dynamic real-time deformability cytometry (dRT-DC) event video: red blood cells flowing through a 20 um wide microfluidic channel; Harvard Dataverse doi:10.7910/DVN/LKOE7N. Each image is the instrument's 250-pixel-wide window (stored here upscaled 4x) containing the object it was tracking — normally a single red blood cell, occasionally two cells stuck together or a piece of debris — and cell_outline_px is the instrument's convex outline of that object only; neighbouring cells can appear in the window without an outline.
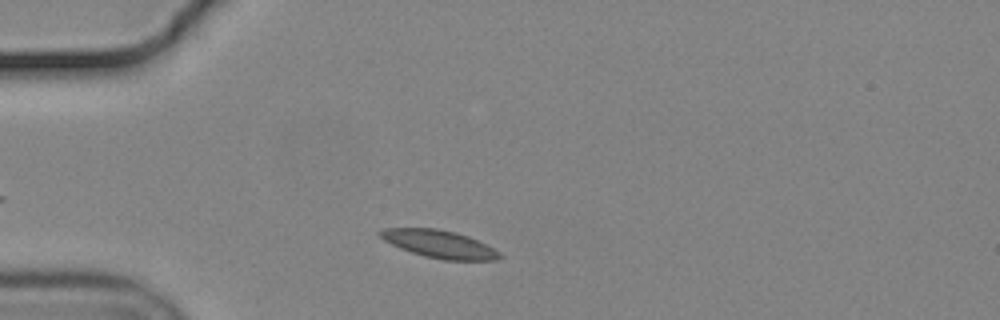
{"species": "common noctule bat (a hibernating species)", "species_latin": "Nyctalus noctula", "temperature_condition": "cold", "stored_images_in_passage": 34, "camera_frame_rate_fps": 3000, "um_per_image_px": 0.085, "animal": {"sex": "male", "body_mass_g": 19.2, "forearm_length_mm": 51.8}, "frame": {"image": 1, "passage_image": 5, "time_ms": 1.333, "image_size_px": [1000, 320], "cell_outline_px": [[504, 256], [496, 260], [444, 260], [424, 256], [400, 248], [384, 240], [376, 232], [384, 228], [436, 228], [456, 232], [468, 236], [500, 252]], "centroid_in_image_um": [37.33, 20.74], "position_along_channel_um": 47.7, "area_um2": 19.19}}
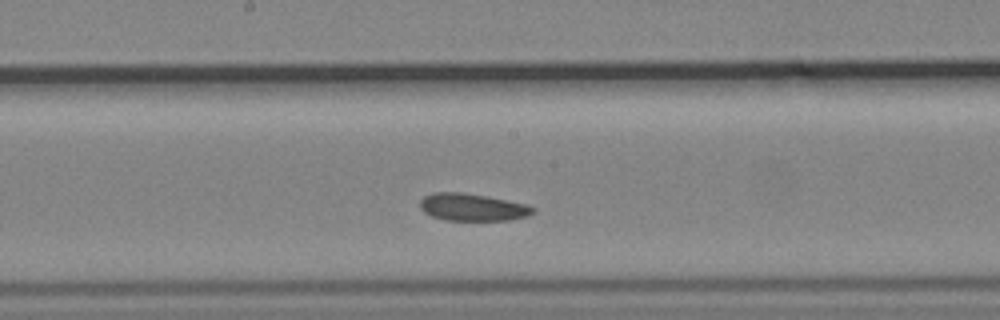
{"frame": {"image": 2, "passage_image": 20, "time_ms": 6.333, "image_size_px": [1000, 320], "cell_outline_px": [[536, 212], [528, 216], [508, 220], [444, 220], [432, 216], [424, 212], [420, 208], [420, 200], [424, 196], [432, 192], [460, 192], [484, 196], [528, 204], [536, 208]], "centroid_in_image_um": [40.17, 17.61], "position_along_channel_um": 208.0, "area_um2": 18.03}}
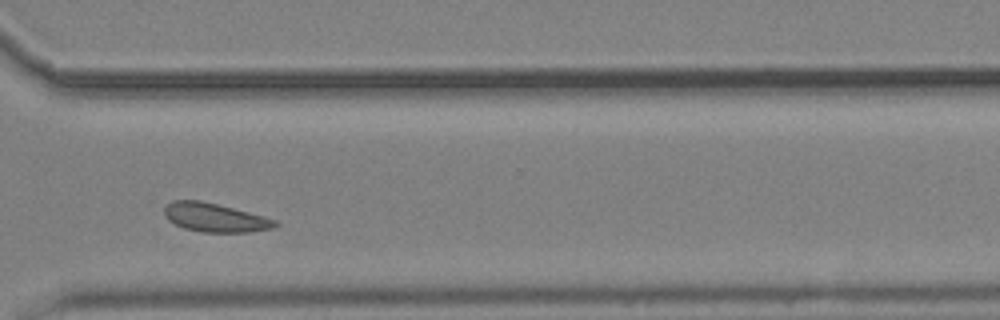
{"frame": {"image": 3, "passage_image": 32, "time_ms": 10.333, "image_size_px": [1000, 320], "cell_outline_px": [[280, 224], [272, 228], [248, 232], [200, 232], [184, 228], [168, 220], [164, 216], [164, 208], [172, 200], [200, 200], [264, 216], [276, 220]], "centroid_in_image_um": [18.25, 18.49], "position_along_channel_um": 352.3, "area_um2": 18.44}, "authors_computed_cell_mechanics": {"area_um2": 18.5249, "velocity_mm_per_s": 3.6084, "shape_relaxation_time_tau1_ms": 5.2767, "shape_relaxation_time_tau2_ms": 3.8012, "deformation_change_tau1": 0.0752, "deformation_change_tau2": 0.0951}}